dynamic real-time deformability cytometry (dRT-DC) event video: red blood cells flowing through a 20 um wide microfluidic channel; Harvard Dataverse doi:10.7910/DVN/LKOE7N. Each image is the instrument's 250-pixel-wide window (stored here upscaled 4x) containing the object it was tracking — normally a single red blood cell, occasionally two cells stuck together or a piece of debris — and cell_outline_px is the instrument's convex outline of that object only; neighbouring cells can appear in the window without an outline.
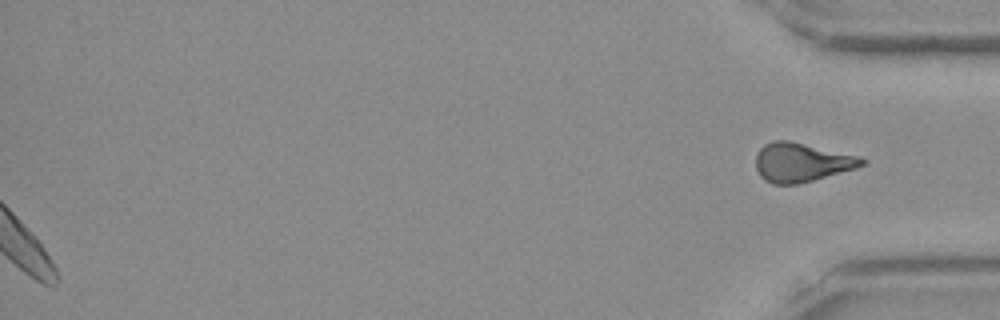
{"species": "Egyptian fruit bat (a non-hibernating species)", "species_latin": "Rousettus aegyptiacus", "temperature_condition": "room temperature", "stored_images_in_passage": 44, "segment_of_instrument_passage": [2, 2], "camera_frame_rate_fps": 3000, "um_per_image_px": 0.085, "frame": {"image": 1, "passage_image": 44, "time_ms": 14.333, "image_size_px": [1000, 320], "cell_outline_px": [[868, 164], [856, 168], [800, 184], [772, 184], [764, 180], [760, 176], [756, 168], [756, 156], [760, 148], [764, 144], [772, 140], [788, 140], [856, 156], [868, 160]], "centroid_in_image_um": [68.11, 13.81], "position_along_channel_um": 367.1, "area_um2": 24.04}}